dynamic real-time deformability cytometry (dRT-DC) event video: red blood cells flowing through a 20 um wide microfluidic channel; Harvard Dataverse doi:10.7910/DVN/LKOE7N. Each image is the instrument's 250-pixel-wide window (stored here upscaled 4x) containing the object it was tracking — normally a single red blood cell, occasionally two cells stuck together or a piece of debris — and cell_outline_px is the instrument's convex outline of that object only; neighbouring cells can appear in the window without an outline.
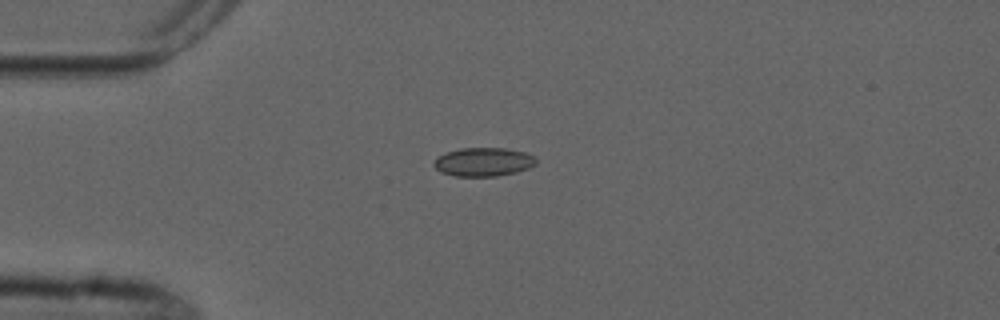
{"species": "common noctule bat (a hibernating species)", "species_latin": "Nyctalus noctula", "temperature_condition": "cold", "stored_images_in_passage": 10, "camera_frame_rate_fps": 3000, "um_per_image_px": 0.085, "animal": {"sex": "male", "forearm_length_mm": 52.5}, "frame": {"image": 1, "passage_image": 3, "time_ms": 4.0, "image_size_px": [1000, 320], "cell_outline_px": [[536, 164], [528, 168], [516, 172], [496, 176], [456, 176], [440, 172], [432, 164], [432, 160], [444, 152], [460, 148], [504, 148], [524, 152], [536, 156]], "centroid_in_image_um": [41.06, 13.76], "position_along_channel_um": 43.9, "area_um2": 17.22}}
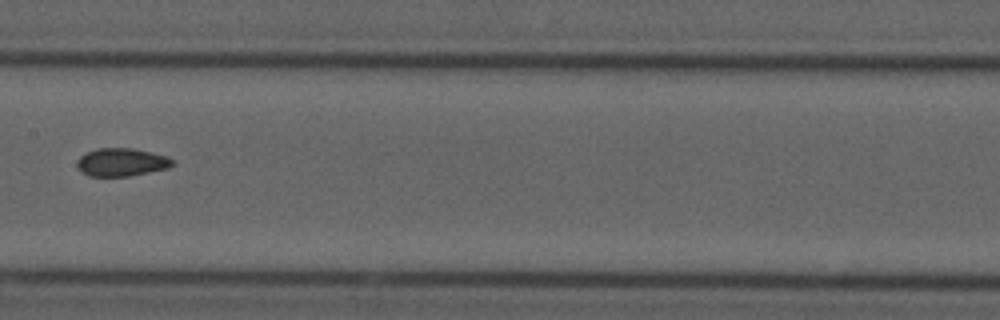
{"frame": {"image": 2, "passage_image": 7, "time_ms": 8.667, "image_size_px": [1000, 320], "cell_outline_px": [[176, 164], [168, 168], [128, 176], [88, 176], [80, 172], [76, 164], [76, 160], [80, 156], [96, 148], [132, 148], [168, 156], [176, 160]], "centroid_in_image_um": [10.34, 13.79], "position_along_channel_um": 197.1, "area_um2": 15.78}}
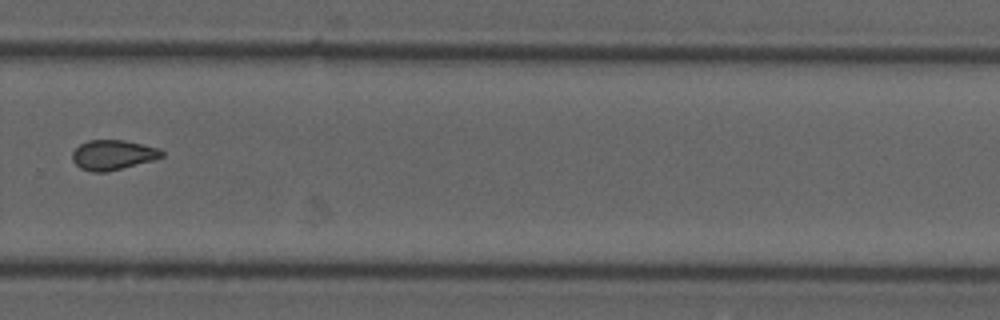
{"frame": {"image": 3, "passage_image": 10, "time_ms": 12.0, "image_size_px": [1000, 320], "cell_outline_px": [[164, 156], [156, 160], [104, 172], [92, 172], [80, 168], [72, 160], [72, 152], [80, 144], [88, 140], [124, 140], [160, 148], [164, 152]], "centroid_in_image_um": [9.62, 13.16], "position_along_channel_um": 320.2, "area_um2": 15.66}}